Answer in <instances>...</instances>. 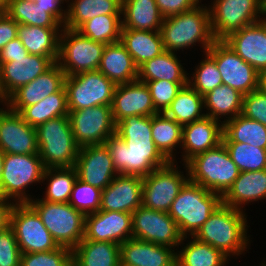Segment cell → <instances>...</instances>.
Masks as SVG:
<instances>
[{"label":"cell","mask_w":266,"mask_h":266,"mask_svg":"<svg viewBox=\"0 0 266 266\" xmlns=\"http://www.w3.org/2000/svg\"><path fill=\"white\" fill-rule=\"evenodd\" d=\"M201 1L202 0H155L164 18L191 10L201 4Z\"/></svg>","instance_id":"51"},{"label":"cell","mask_w":266,"mask_h":266,"mask_svg":"<svg viewBox=\"0 0 266 266\" xmlns=\"http://www.w3.org/2000/svg\"><path fill=\"white\" fill-rule=\"evenodd\" d=\"M259 266H266V261H264V263L262 262Z\"/></svg>","instance_id":"59"},{"label":"cell","mask_w":266,"mask_h":266,"mask_svg":"<svg viewBox=\"0 0 266 266\" xmlns=\"http://www.w3.org/2000/svg\"><path fill=\"white\" fill-rule=\"evenodd\" d=\"M223 123L205 116L182 126V162L186 164L194 156L222 143Z\"/></svg>","instance_id":"24"},{"label":"cell","mask_w":266,"mask_h":266,"mask_svg":"<svg viewBox=\"0 0 266 266\" xmlns=\"http://www.w3.org/2000/svg\"><path fill=\"white\" fill-rule=\"evenodd\" d=\"M67 92L63 86L58 92L50 94L37 104L25 107L20 114L30 126L37 127L50 119L68 115Z\"/></svg>","instance_id":"40"},{"label":"cell","mask_w":266,"mask_h":266,"mask_svg":"<svg viewBox=\"0 0 266 266\" xmlns=\"http://www.w3.org/2000/svg\"><path fill=\"white\" fill-rule=\"evenodd\" d=\"M38 153L44 168L74 167L80 147L68 115L50 119L36 127Z\"/></svg>","instance_id":"5"},{"label":"cell","mask_w":266,"mask_h":266,"mask_svg":"<svg viewBox=\"0 0 266 266\" xmlns=\"http://www.w3.org/2000/svg\"><path fill=\"white\" fill-rule=\"evenodd\" d=\"M68 111L106 105L111 106L116 85L98 70L66 76Z\"/></svg>","instance_id":"12"},{"label":"cell","mask_w":266,"mask_h":266,"mask_svg":"<svg viewBox=\"0 0 266 266\" xmlns=\"http://www.w3.org/2000/svg\"><path fill=\"white\" fill-rule=\"evenodd\" d=\"M73 136L78 146L105 144L116 134L111 106L99 105L68 113Z\"/></svg>","instance_id":"14"},{"label":"cell","mask_w":266,"mask_h":266,"mask_svg":"<svg viewBox=\"0 0 266 266\" xmlns=\"http://www.w3.org/2000/svg\"><path fill=\"white\" fill-rule=\"evenodd\" d=\"M152 116H127L106 141L114 168L121 175L145 177L169 161L152 139Z\"/></svg>","instance_id":"1"},{"label":"cell","mask_w":266,"mask_h":266,"mask_svg":"<svg viewBox=\"0 0 266 266\" xmlns=\"http://www.w3.org/2000/svg\"><path fill=\"white\" fill-rule=\"evenodd\" d=\"M190 238L189 236L182 238L180 243L182 249L176 251V266H227L226 264H229L230 258L221 250L200 242L193 236ZM186 240L188 243H184Z\"/></svg>","instance_id":"35"},{"label":"cell","mask_w":266,"mask_h":266,"mask_svg":"<svg viewBox=\"0 0 266 266\" xmlns=\"http://www.w3.org/2000/svg\"><path fill=\"white\" fill-rule=\"evenodd\" d=\"M62 28L18 24V38L29 54L48 57L55 63L59 56Z\"/></svg>","instance_id":"29"},{"label":"cell","mask_w":266,"mask_h":266,"mask_svg":"<svg viewBox=\"0 0 266 266\" xmlns=\"http://www.w3.org/2000/svg\"><path fill=\"white\" fill-rule=\"evenodd\" d=\"M1 104L0 149L5 154H39L36 128L24 121L19 112Z\"/></svg>","instance_id":"17"},{"label":"cell","mask_w":266,"mask_h":266,"mask_svg":"<svg viewBox=\"0 0 266 266\" xmlns=\"http://www.w3.org/2000/svg\"><path fill=\"white\" fill-rule=\"evenodd\" d=\"M105 44L63 27L59 37L57 63L66 76L98 70Z\"/></svg>","instance_id":"10"},{"label":"cell","mask_w":266,"mask_h":266,"mask_svg":"<svg viewBox=\"0 0 266 266\" xmlns=\"http://www.w3.org/2000/svg\"><path fill=\"white\" fill-rule=\"evenodd\" d=\"M246 218L245 211L221 203L193 237L221 250L229 258H237L251 244Z\"/></svg>","instance_id":"2"},{"label":"cell","mask_w":266,"mask_h":266,"mask_svg":"<svg viewBox=\"0 0 266 266\" xmlns=\"http://www.w3.org/2000/svg\"><path fill=\"white\" fill-rule=\"evenodd\" d=\"M122 28L160 31L164 17L155 0H122Z\"/></svg>","instance_id":"31"},{"label":"cell","mask_w":266,"mask_h":266,"mask_svg":"<svg viewBox=\"0 0 266 266\" xmlns=\"http://www.w3.org/2000/svg\"><path fill=\"white\" fill-rule=\"evenodd\" d=\"M54 62L44 56L28 54L13 58V62L0 66V103H3L19 87L26 85L47 71Z\"/></svg>","instance_id":"20"},{"label":"cell","mask_w":266,"mask_h":266,"mask_svg":"<svg viewBox=\"0 0 266 266\" xmlns=\"http://www.w3.org/2000/svg\"><path fill=\"white\" fill-rule=\"evenodd\" d=\"M211 30L216 40L266 17V0H211ZM262 17V18H261Z\"/></svg>","instance_id":"9"},{"label":"cell","mask_w":266,"mask_h":266,"mask_svg":"<svg viewBox=\"0 0 266 266\" xmlns=\"http://www.w3.org/2000/svg\"><path fill=\"white\" fill-rule=\"evenodd\" d=\"M177 249L135 238L120 244L121 266H176Z\"/></svg>","instance_id":"26"},{"label":"cell","mask_w":266,"mask_h":266,"mask_svg":"<svg viewBox=\"0 0 266 266\" xmlns=\"http://www.w3.org/2000/svg\"><path fill=\"white\" fill-rule=\"evenodd\" d=\"M206 53L216 62L224 85L243 95L258 89L257 70L241 59L223 40H216Z\"/></svg>","instance_id":"15"},{"label":"cell","mask_w":266,"mask_h":266,"mask_svg":"<svg viewBox=\"0 0 266 266\" xmlns=\"http://www.w3.org/2000/svg\"><path fill=\"white\" fill-rule=\"evenodd\" d=\"M120 42L137 67L165 51L160 31L121 29Z\"/></svg>","instance_id":"30"},{"label":"cell","mask_w":266,"mask_h":266,"mask_svg":"<svg viewBox=\"0 0 266 266\" xmlns=\"http://www.w3.org/2000/svg\"><path fill=\"white\" fill-rule=\"evenodd\" d=\"M21 253L52 251L59 248L37 212L28 203H15L10 214Z\"/></svg>","instance_id":"13"},{"label":"cell","mask_w":266,"mask_h":266,"mask_svg":"<svg viewBox=\"0 0 266 266\" xmlns=\"http://www.w3.org/2000/svg\"><path fill=\"white\" fill-rule=\"evenodd\" d=\"M21 252L13 228L0 231V266H20Z\"/></svg>","instance_id":"49"},{"label":"cell","mask_w":266,"mask_h":266,"mask_svg":"<svg viewBox=\"0 0 266 266\" xmlns=\"http://www.w3.org/2000/svg\"><path fill=\"white\" fill-rule=\"evenodd\" d=\"M175 161H169L165 166L152 171L143 177L142 206L155 210L169 212L172 202L181 188L189 180L186 164L185 175Z\"/></svg>","instance_id":"11"},{"label":"cell","mask_w":266,"mask_h":266,"mask_svg":"<svg viewBox=\"0 0 266 266\" xmlns=\"http://www.w3.org/2000/svg\"><path fill=\"white\" fill-rule=\"evenodd\" d=\"M44 170L39 154H5L0 196L14 203L30 202L34 196L26 193L27 189L33 184L42 183Z\"/></svg>","instance_id":"8"},{"label":"cell","mask_w":266,"mask_h":266,"mask_svg":"<svg viewBox=\"0 0 266 266\" xmlns=\"http://www.w3.org/2000/svg\"><path fill=\"white\" fill-rule=\"evenodd\" d=\"M241 114L266 126V94L256 89L243 95Z\"/></svg>","instance_id":"50"},{"label":"cell","mask_w":266,"mask_h":266,"mask_svg":"<svg viewBox=\"0 0 266 266\" xmlns=\"http://www.w3.org/2000/svg\"><path fill=\"white\" fill-rule=\"evenodd\" d=\"M130 238H133L131 213L99 210L85 216L82 240L115 242L120 245Z\"/></svg>","instance_id":"19"},{"label":"cell","mask_w":266,"mask_h":266,"mask_svg":"<svg viewBox=\"0 0 266 266\" xmlns=\"http://www.w3.org/2000/svg\"><path fill=\"white\" fill-rule=\"evenodd\" d=\"M206 116L222 123L242 112L243 94L227 85H220L203 96ZM224 121L221 119H223ZM226 118V119H225Z\"/></svg>","instance_id":"34"},{"label":"cell","mask_w":266,"mask_h":266,"mask_svg":"<svg viewBox=\"0 0 266 266\" xmlns=\"http://www.w3.org/2000/svg\"><path fill=\"white\" fill-rule=\"evenodd\" d=\"M67 0L65 28L76 30L89 19L100 15H121L122 0Z\"/></svg>","instance_id":"36"},{"label":"cell","mask_w":266,"mask_h":266,"mask_svg":"<svg viewBox=\"0 0 266 266\" xmlns=\"http://www.w3.org/2000/svg\"><path fill=\"white\" fill-rule=\"evenodd\" d=\"M203 55L205 58L195 66V72L188 75V84L202 96L223 84L216 62L206 52Z\"/></svg>","instance_id":"45"},{"label":"cell","mask_w":266,"mask_h":266,"mask_svg":"<svg viewBox=\"0 0 266 266\" xmlns=\"http://www.w3.org/2000/svg\"><path fill=\"white\" fill-rule=\"evenodd\" d=\"M9 0H0V12H4Z\"/></svg>","instance_id":"58"},{"label":"cell","mask_w":266,"mask_h":266,"mask_svg":"<svg viewBox=\"0 0 266 266\" xmlns=\"http://www.w3.org/2000/svg\"><path fill=\"white\" fill-rule=\"evenodd\" d=\"M65 77V72L55 62L36 79L19 87L3 103L20 113L25 107L37 104L50 94L58 92L64 86Z\"/></svg>","instance_id":"22"},{"label":"cell","mask_w":266,"mask_h":266,"mask_svg":"<svg viewBox=\"0 0 266 266\" xmlns=\"http://www.w3.org/2000/svg\"><path fill=\"white\" fill-rule=\"evenodd\" d=\"M4 156H5V153L0 149V179L2 176V172H3Z\"/></svg>","instance_id":"57"},{"label":"cell","mask_w":266,"mask_h":266,"mask_svg":"<svg viewBox=\"0 0 266 266\" xmlns=\"http://www.w3.org/2000/svg\"><path fill=\"white\" fill-rule=\"evenodd\" d=\"M111 109L115 123L127 116L157 114L148 86L139 80L116 85Z\"/></svg>","instance_id":"23"},{"label":"cell","mask_w":266,"mask_h":266,"mask_svg":"<svg viewBox=\"0 0 266 266\" xmlns=\"http://www.w3.org/2000/svg\"><path fill=\"white\" fill-rule=\"evenodd\" d=\"M179 60L180 56H177V53L165 50L160 55L138 67L137 80L143 83L155 80L188 82L189 73L185 71V67Z\"/></svg>","instance_id":"32"},{"label":"cell","mask_w":266,"mask_h":266,"mask_svg":"<svg viewBox=\"0 0 266 266\" xmlns=\"http://www.w3.org/2000/svg\"><path fill=\"white\" fill-rule=\"evenodd\" d=\"M28 204L37 212L59 247L73 250L84 238L85 215L69 203H52L38 197Z\"/></svg>","instance_id":"7"},{"label":"cell","mask_w":266,"mask_h":266,"mask_svg":"<svg viewBox=\"0 0 266 266\" xmlns=\"http://www.w3.org/2000/svg\"><path fill=\"white\" fill-rule=\"evenodd\" d=\"M14 204L13 201L0 196V231L10 225V214Z\"/></svg>","instance_id":"55"},{"label":"cell","mask_w":266,"mask_h":266,"mask_svg":"<svg viewBox=\"0 0 266 266\" xmlns=\"http://www.w3.org/2000/svg\"><path fill=\"white\" fill-rule=\"evenodd\" d=\"M64 1L67 3V0H36L35 4L45 9V12L49 13L63 27L67 17V9L62 6L65 4Z\"/></svg>","instance_id":"53"},{"label":"cell","mask_w":266,"mask_h":266,"mask_svg":"<svg viewBox=\"0 0 266 266\" xmlns=\"http://www.w3.org/2000/svg\"><path fill=\"white\" fill-rule=\"evenodd\" d=\"M143 177L118 174L102 190L100 210L133 213L142 206Z\"/></svg>","instance_id":"25"},{"label":"cell","mask_w":266,"mask_h":266,"mask_svg":"<svg viewBox=\"0 0 266 266\" xmlns=\"http://www.w3.org/2000/svg\"><path fill=\"white\" fill-rule=\"evenodd\" d=\"M152 139L156 148L168 160L177 162L176 155L182 144V126L165 113L152 116ZM176 151V153H174Z\"/></svg>","instance_id":"37"},{"label":"cell","mask_w":266,"mask_h":266,"mask_svg":"<svg viewBox=\"0 0 266 266\" xmlns=\"http://www.w3.org/2000/svg\"><path fill=\"white\" fill-rule=\"evenodd\" d=\"M149 88L153 105L157 113H165L182 87L188 82H170L155 80L145 82Z\"/></svg>","instance_id":"48"},{"label":"cell","mask_w":266,"mask_h":266,"mask_svg":"<svg viewBox=\"0 0 266 266\" xmlns=\"http://www.w3.org/2000/svg\"><path fill=\"white\" fill-rule=\"evenodd\" d=\"M47 184L44 197L40 198L52 203H68L73 185L77 180V172L71 168H47L44 170L42 183Z\"/></svg>","instance_id":"41"},{"label":"cell","mask_w":266,"mask_h":266,"mask_svg":"<svg viewBox=\"0 0 266 266\" xmlns=\"http://www.w3.org/2000/svg\"><path fill=\"white\" fill-rule=\"evenodd\" d=\"M204 111L203 96L187 84L178 92L165 114L184 126L205 117Z\"/></svg>","instance_id":"39"},{"label":"cell","mask_w":266,"mask_h":266,"mask_svg":"<svg viewBox=\"0 0 266 266\" xmlns=\"http://www.w3.org/2000/svg\"><path fill=\"white\" fill-rule=\"evenodd\" d=\"M121 15H100L87 20L76 30L83 36L105 45L120 41Z\"/></svg>","instance_id":"42"},{"label":"cell","mask_w":266,"mask_h":266,"mask_svg":"<svg viewBox=\"0 0 266 266\" xmlns=\"http://www.w3.org/2000/svg\"><path fill=\"white\" fill-rule=\"evenodd\" d=\"M20 266H72V250L59 247L52 251L21 253Z\"/></svg>","instance_id":"47"},{"label":"cell","mask_w":266,"mask_h":266,"mask_svg":"<svg viewBox=\"0 0 266 266\" xmlns=\"http://www.w3.org/2000/svg\"><path fill=\"white\" fill-rule=\"evenodd\" d=\"M189 180L221 197L238 178L240 170L232 161L224 145L194 156L186 163Z\"/></svg>","instance_id":"6"},{"label":"cell","mask_w":266,"mask_h":266,"mask_svg":"<svg viewBox=\"0 0 266 266\" xmlns=\"http://www.w3.org/2000/svg\"><path fill=\"white\" fill-rule=\"evenodd\" d=\"M160 32L164 49L173 53L191 49L196 44L205 53L216 41L211 30L210 9L202 3L191 10L165 17Z\"/></svg>","instance_id":"3"},{"label":"cell","mask_w":266,"mask_h":266,"mask_svg":"<svg viewBox=\"0 0 266 266\" xmlns=\"http://www.w3.org/2000/svg\"><path fill=\"white\" fill-rule=\"evenodd\" d=\"M221 198L222 204L242 211H246L245 205L266 199V169L240 172Z\"/></svg>","instance_id":"27"},{"label":"cell","mask_w":266,"mask_h":266,"mask_svg":"<svg viewBox=\"0 0 266 266\" xmlns=\"http://www.w3.org/2000/svg\"><path fill=\"white\" fill-rule=\"evenodd\" d=\"M223 41L258 73L266 70V17L231 33Z\"/></svg>","instance_id":"21"},{"label":"cell","mask_w":266,"mask_h":266,"mask_svg":"<svg viewBox=\"0 0 266 266\" xmlns=\"http://www.w3.org/2000/svg\"><path fill=\"white\" fill-rule=\"evenodd\" d=\"M240 172L266 169V149L239 142H223Z\"/></svg>","instance_id":"44"},{"label":"cell","mask_w":266,"mask_h":266,"mask_svg":"<svg viewBox=\"0 0 266 266\" xmlns=\"http://www.w3.org/2000/svg\"><path fill=\"white\" fill-rule=\"evenodd\" d=\"M132 234L135 239L174 249L177 247V250L183 238L176 222L167 212L143 206L132 213Z\"/></svg>","instance_id":"16"},{"label":"cell","mask_w":266,"mask_h":266,"mask_svg":"<svg viewBox=\"0 0 266 266\" xmlns=\"http://www.w3.org/2000/svg\"><path fill=\"white\" fill-rule=\"evenodd\" d=\"M18 37V23L5 12H0V51L11 40Z\"/></svg>","instance_id":"52"},{"label":"cell","mask_w":266,"mask_h":266,"mask_svg":"<svg viewBox=\"0 0 266 266\" xmlns=\"http://www.w3.org/2000/svg\"><path fill=\"white\" fill-rule=\"evenodd\" d=\"M222 142H239L266 149V126L242 114L223 123Z\"/></svg>","instance_id":"38"},{"label":"cell","mask_w":266,"mask_h":266,"mask_svg":"<svg viewBox=\"0 0 266 266\" xmlns=\"http://www.w3.org/2000/svg\"><path fill=\"white\" fill-rule=\"evenodd\" d=\"M98 71L115 85L130 83L138 78V67L120 41L105 45Z\"/></svg>","instance_id":"28"},{"label":"cell","mask_w":266,"mask_h":266,"mask_svg":"<svg viewBox=\"0 0 266 266\" xmlns=\"http://www.w3.org/2000/svg\"><path fill=\"white\" fill-rule=\"evenodd\" d=\"M27 49L17 37L7 43L0 51V66L3 63L13 62V58L27 57Z\"/></svg>","instance_id":"54"},{"label":"cell","mask_w":266,"mask_h":266,"mask_svg":"<svg viewBox=\"0 0 266 266\" xmlns=\"http://www.w3.org/2000/svg\"><path fill=\"white\" fill-rule=\"evenodd\" d=\"M221 203L219 194L188 180L172 202L168 214L183 237L193 236Z\"/></svg>","instance_id":"4"},{"label":"cell","mask_w":266,"mask_h":266,"mask_svg":"<svg viewBox=\"0 0 266 266\" xmlns=\"http://www.w3.org/2000/svg\"><path fill=\"white\" fill-rule=\"evenodd\" d=\"M258 89L266 94V70L259 73Z\"/></svg>","instance_id":"56"},{"label":"cell","mask_w":266,"mask_h":266,"mask_svg":"<svg viewBox=\"0 0 266 266\" xmlns=\"http://www.w3.org/2000/svg\"><path fill=\"white\" fill-rule=\"evenodd\" d=\"M18 24L39 27H62L42 7L36 6L35 2L28 0H9L4 11Z\"/></svg>","instance_id":"43"},{"label":"cell","mask_w":266,"mask_h":266,"mask_svg":"<svg viewBox=\"0 0 266 266\" xmlns=\"http://www.w3.org/2000/svg\"><path fill=\"white\" fill-rule=\"evenodd\" d=\"M74 168L79 180L101 190L118 175L105 144L81 147Z\"/></svg>","instance_id":"18"},{"label":"cell","mask_w":266,"mask_h":266,"mask_svg":"<svg viewBox=\"0 0 266 266\" xmlns=\"http://www.w3.org/2000/svg\"><path fill=\"white\" fill-rule=\"evenodd\" d=\"M120 245L81 240L72 250V266H120Z\"/></svg>","instance_id":"33"},{"label":"cell","mask_w":266,"mask_h":266,"mask_svg":"<svg viewBox=\"0 0 266 266\" xmlns=\"http://www.w3.org/2000/svg\"><path fill=\"white\" fill-rule=\"evenodd\" d=\"M101 197V189L77 178L68 203L86 216L100 210Z\"/></svg>","instance_id":"46"}]
</instances>
